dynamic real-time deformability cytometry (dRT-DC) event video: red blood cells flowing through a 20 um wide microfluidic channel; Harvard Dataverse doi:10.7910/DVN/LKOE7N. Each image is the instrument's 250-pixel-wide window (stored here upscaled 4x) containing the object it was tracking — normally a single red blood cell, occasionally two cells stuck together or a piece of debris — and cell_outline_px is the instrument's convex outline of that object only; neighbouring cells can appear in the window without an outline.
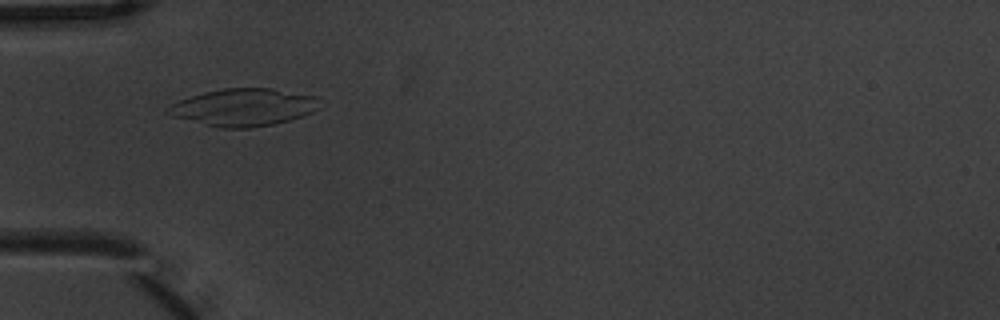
{"species": "common noctule bat (a hibernating species)", "species_latin": "Nyctalus noctula", "temperature_condition": "warm", "stored_images_in_passage": 6, "camera_frame_rate_fps": 3000, "um_per_image_px": 0.085, "animal": {"sex": "male", "body_mass_g": 20.1, "forearm_length_mm": 53.5}, "frame": {"image": 1, "passage_image": 5, "time_ms": 1.333, "image_size_px": [1000, 320], "cell_outline_px": [[320, 108], [304, 116], [272, 124], [248, 128], [220, 128], [172, 116], [164, 108], [180, 100], [204, 92], [224, 88], [272, 88], [320, 96]], "centroid_in_image_um": [20.77, 9.11], "position_along_channel_um": 64.2, "area_um2": 33.12}}